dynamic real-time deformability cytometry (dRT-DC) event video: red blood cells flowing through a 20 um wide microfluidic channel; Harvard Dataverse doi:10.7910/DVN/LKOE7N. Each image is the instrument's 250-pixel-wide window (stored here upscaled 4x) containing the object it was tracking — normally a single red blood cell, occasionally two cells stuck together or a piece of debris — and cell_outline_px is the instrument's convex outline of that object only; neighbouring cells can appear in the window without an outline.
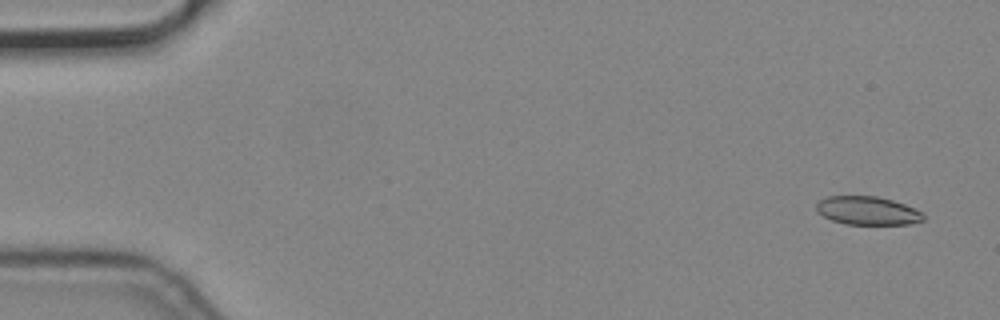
{"species": "common noctule bat (a hibernating species)", "species_latin": "Nyctalus noctula", "temperature_condition": "cold", "stored_images_in_passage": 5, "camera_frame_rate_fps": 3000, "um_per_image_px": 0.085, "animal": {"sex": "male", "body_mass_g": 19.2, "forearm_length_mm": 51.8}, "frame": {"image": 1, "passage_image": 1, "time_ms": 0.0, "image_size_px": [1000, 320], "cell_outline_px": [[924, 220], [908, 224], [848, 224], [832, 220], [816, 212], [816, 204], [820, 200], [828, 196], [876, 196], [892, 200], [904, 204], [924, 212]], "centroid_in_image_um": [73.75, 17.9], "position_along_channel_um": 11.3, "area_um2": 17.69}}
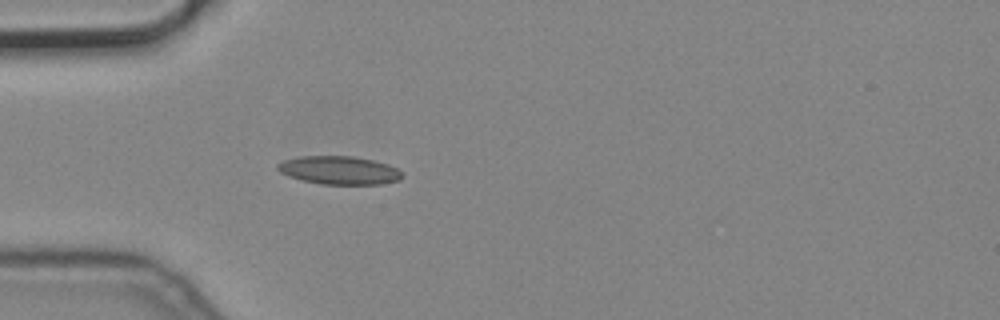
{"frame": {"image": 2, "passage_image": 5, "time_ms": 1.333, "image_size_px": [1000, 320], "cell_outline_px": [[404, 176], [400, 180], [380, 184], [320, 184], [288, 176], [280, 172], [276, 168], [276, 164], [284, 160], [300, 156], [352, 156], [372, 160], [388, 164], [396, 168]], "centroid_in_image_um": [28.82, 14.47], "position_along_channel_um": 56.2, "area_um2": 20.46}}